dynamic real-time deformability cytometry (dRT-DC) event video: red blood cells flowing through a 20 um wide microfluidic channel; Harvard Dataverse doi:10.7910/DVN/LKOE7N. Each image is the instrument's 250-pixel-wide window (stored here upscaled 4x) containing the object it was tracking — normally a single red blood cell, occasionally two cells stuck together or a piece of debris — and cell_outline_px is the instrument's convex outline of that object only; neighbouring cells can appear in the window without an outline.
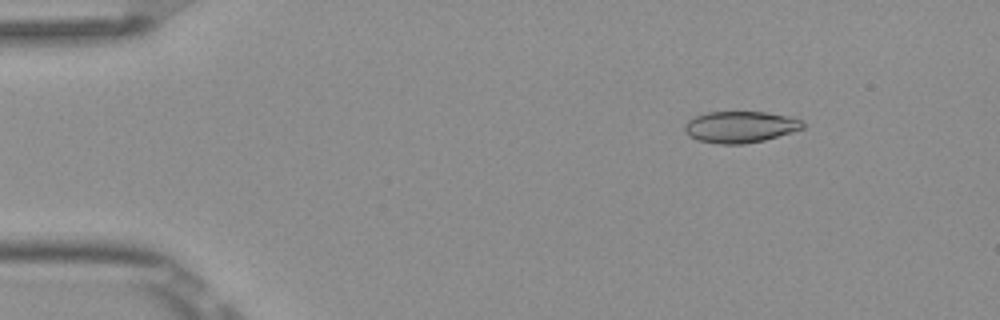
{"species": "Egyptian fruit bat (a non-hibernating species)", "species_latin": "Rousettus aegyptiacus", "temperature_condition": "room temperature", "stored_images_in_passage": 4, "camera_frame_rate_fps": 3000, "um_per_image_px": 0.085, "frame": {"image": 1, "passage_image": 1, "time_ms": 0.0, "image_size_px": [1000, 320], "cell_outline_px": [[808, 124], [804, 128], [792, 132], [764, 140], [744, 144], [720, 144], [696, 140], [688, 136], [684, 128], [684, 124], [688, 120], [696, 116], [708, 112], [764, 112], [788, 116], [804, 120]], "centroid_in_image_um": [62.95, 10.79], "position_along_channel_um": 22.1, "area_um2": 21.85}}
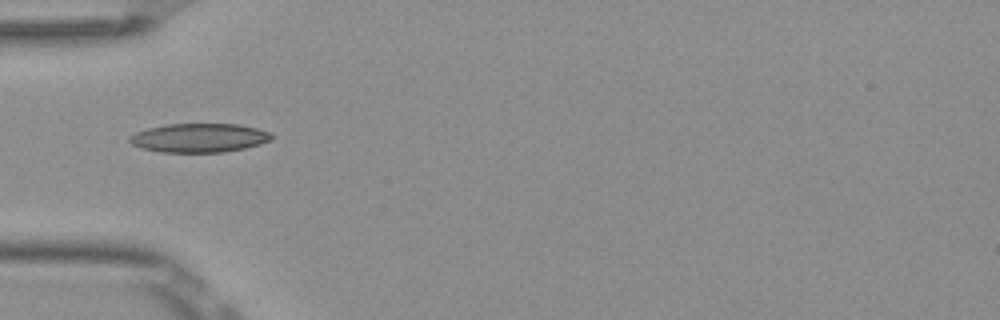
{"frame": {"image": 2, "passage_image": 4, "time_ms": 1.0, "image_size_px": [1000, 320], "cell_outline_px": [[276, 136], [272, 140], [260, 144], [244, 148], [224, 152], [160, 152], [140, 148], [132, 144], [128, 140], [128, 136], [136, 132], [148, 128], [168, 124], [236, 124], [256, 128], [272, 132]], "centroid_in_image_um": [16.95, 11.72], "position_along_channel_um": 68.1, "area_um2": 24.1}}